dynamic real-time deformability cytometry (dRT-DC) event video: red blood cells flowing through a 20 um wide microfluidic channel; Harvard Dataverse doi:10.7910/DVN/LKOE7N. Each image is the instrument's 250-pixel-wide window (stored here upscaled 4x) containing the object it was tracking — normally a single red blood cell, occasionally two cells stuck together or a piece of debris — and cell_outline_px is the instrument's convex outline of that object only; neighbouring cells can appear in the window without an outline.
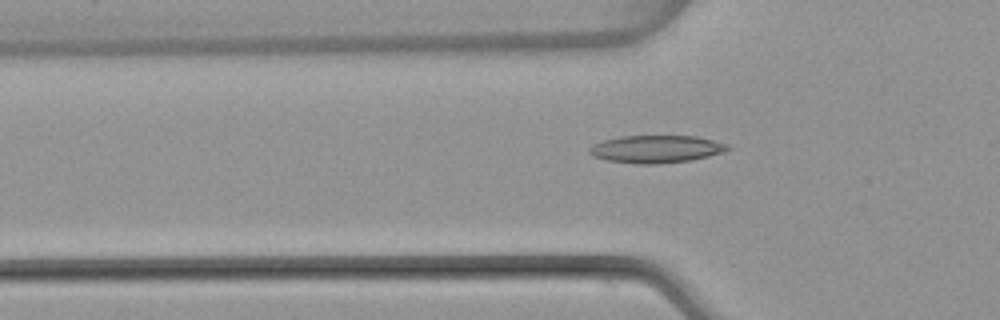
{"species": "common noctule bat (a hibernating species)", "species_latin": "Nyctalus noctula", "temperature_condition": "warm", "stored_images_in_passage": 42, "camera_frame_rate_fps": 3000, "um_per_image_px": 0.085, "animal": {"sex": "female", "body_mass_g": 22.7, "forearm_length_mm": 54.2}, "frame": {"image": 1, "passage_image": 14, "time_ms": 4.333, "image_size_px": [1000, 320], "cell_outline_px": [[732, 148], [724, 152], [708, 156], [688, 160], [656, 164], [636, 164], [608, 160], [592, 156], [588, 152], [588, 148], [592, 144], [604, 140], [620, 136], [696, 136], [728, 144]], "centroid_in_image_um": [55.75, 12.66], "position_along_channel_um": 70.1, "area_um2": 22.2}}
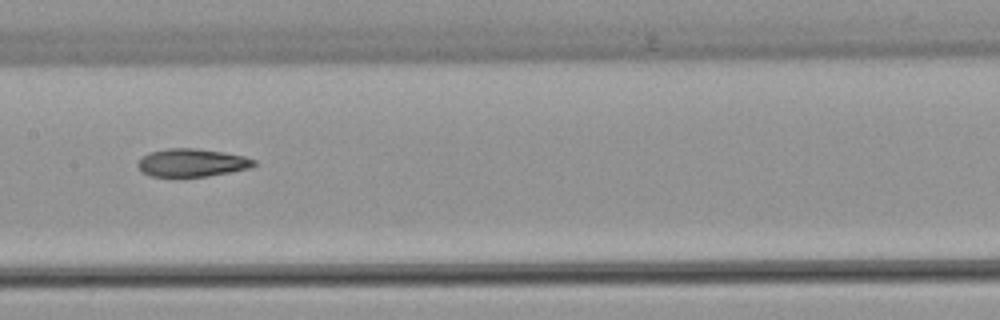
{"frame": {"image": 2, "passage_image": 23, "time_ms": 7.333, "image_size_px": [1000, 320], "cell_outline_px": [[256, 164], [252, 168], [232, 172], [208, 176], [152, 176], [140, 172], [136, 164], [148, 152], [168, 148], [196, 148], [244, 156], [256, 160]], "centroid_in_image_um": [16.32, 13.83], "position_along_channel_um": 191.1, "area_um2": 18.96}}
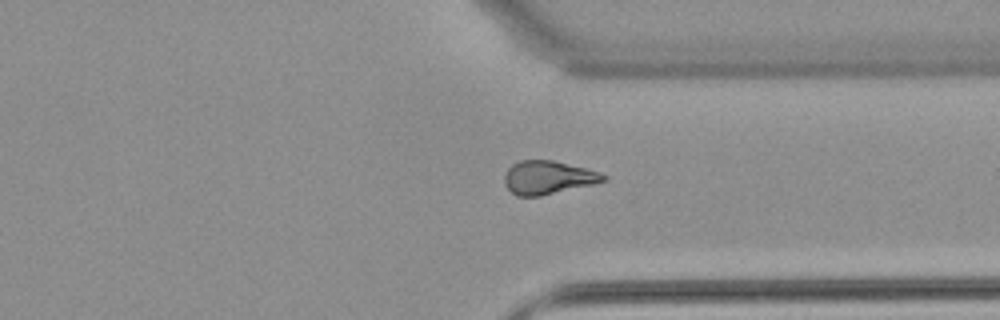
{"frame": {"image": 3, "passage_image": 36, "time_ms": 11.667, "image_size_px": [1000, 320], "cell_outline_px": [[608, 180], [596, 184], [540, 196], [516, 196], [504, 184], [504, 176], [508, 168], [512, 164], [520, 160], [552, 160], [600, 172], [608, 176]], "centroid_in_image_um": [46.6, 15.09], "position_along_channel_um": 364.8, "area_um2": 19.36}}